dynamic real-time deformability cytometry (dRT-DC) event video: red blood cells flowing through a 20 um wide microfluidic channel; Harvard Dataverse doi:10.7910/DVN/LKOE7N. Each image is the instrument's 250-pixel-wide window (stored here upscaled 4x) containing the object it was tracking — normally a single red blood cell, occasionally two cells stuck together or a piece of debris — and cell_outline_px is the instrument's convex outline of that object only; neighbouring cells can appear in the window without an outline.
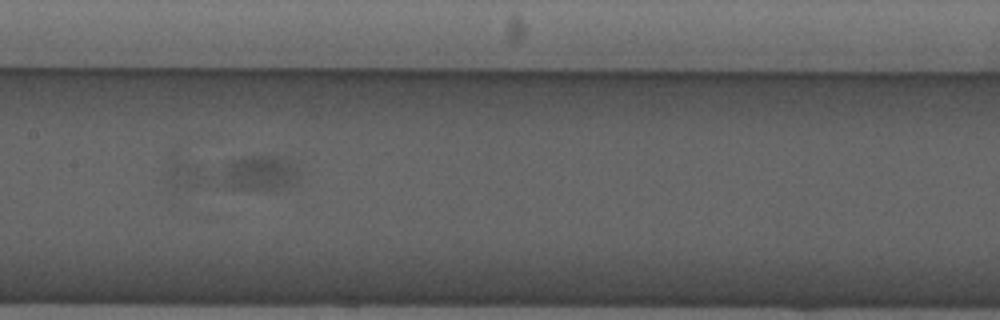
{"species": "common noctule bat (a hibernating species)", "species_latin": "Nyctalus noctula", "temperature_condition": "cold", "stored_images_in_passage": 12, "segment_of_instrument_passage": [2, 2], "camera_frame_rate_fps": 3000, "um_per_image_px": 0.085, "animal": {"sex": "male", "forearm_length_mm": 52.5}, "frame": {"image": 1, "passage_image": 7, "time_ms": 9.0, "image_size_px": [1000, 320], "cell_outline_px": [[296, 184], [276, 192], [232, 188], [224, 180], [228, 164], [232, 160], [248, 156], [276, 156], [284, 160], [296, 168]], "centroid_in_image_um": [22.15, 14.77], "position_along_channel_um": 185.3, "area_um2": 15.37}}
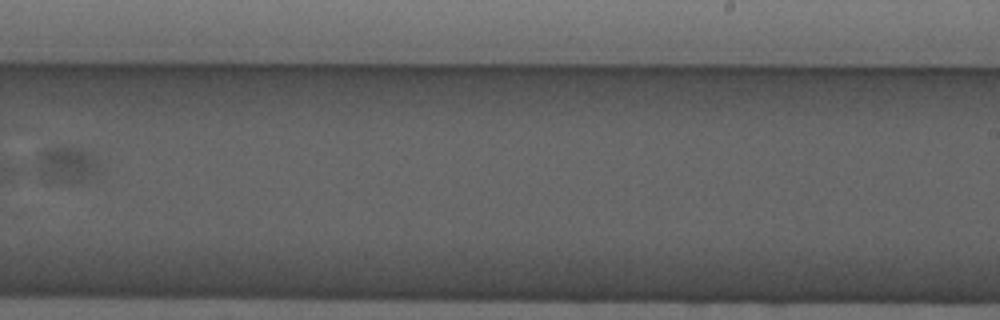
{"frame": {"image": 2, "passage_image": 9, "time_ms": 11.667, "image_size_px": [1000, 320], "cell_outline_px": [[100, 172], [88, 180], [72, 184], [44, 180], [40, 168], [40, 152], [48, 148], [80, 148], [88, 152], [96, 160]], "centroid_in_image_um": [5.76, 14.05], "position_along_channel_um": 283.2, "area_um2": 12.77}}